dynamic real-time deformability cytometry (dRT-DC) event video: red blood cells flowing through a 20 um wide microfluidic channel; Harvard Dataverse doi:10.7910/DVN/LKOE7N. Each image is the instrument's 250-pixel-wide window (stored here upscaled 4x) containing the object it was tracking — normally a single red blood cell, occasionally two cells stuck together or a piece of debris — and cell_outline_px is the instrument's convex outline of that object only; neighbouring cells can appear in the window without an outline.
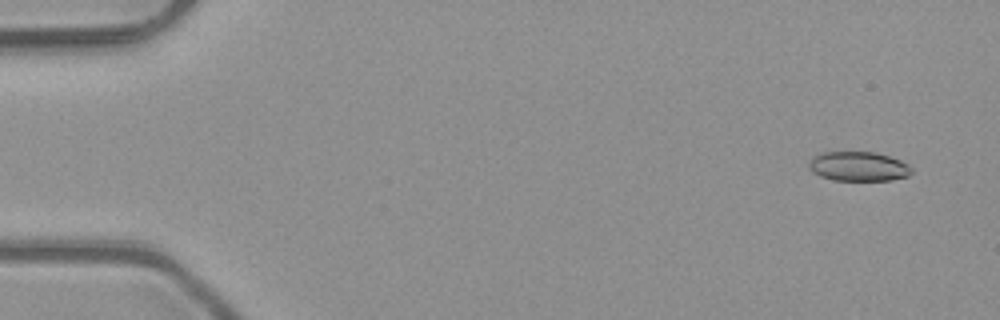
{"species": "common noctule bat (a hibernating species)", "species_latin": "Nyctalus noctula", "temperature_condition": "room temperature", "stored_images_in_passage": 4, "camera_frame_rate_fps": 3000, "um_per_image_px": 0.085, "animal": {"sex": "male", "body_mass_g": 23.1, "forearm_length_mm": 52.7}, "frame": {"image": 1, "passage_image": 1, "time_ms": 0.0, "image_size_px": [1000, 320], "cell_outline_px": [[912, 172], [908, 176], [892, 180], [832, 180], [820, 176], [812, 172], [808, 164], [812, 156], [820, 152], [872, 152], [888, 156], [900, 160], [908, 164], [912, 168]], "centroid_in_image_um": [72.95, 14.14], "position_along_channel_um": 12.1, "area_um2": 17.69}}
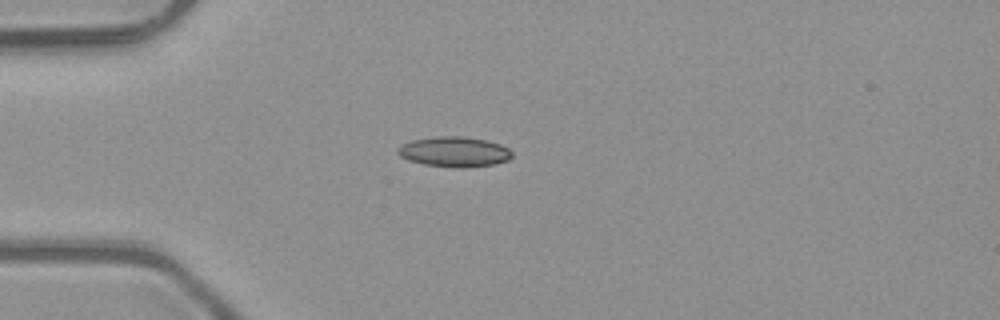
{"frame": {"image": 2, "passage_image": 4, "time_ms": 1.0, "image_size_px": [1000, 320], "cell_outline_px": [[512, 156], [508, 160], [496, 164], [464, 168], [424, 164], [408, 160], [400, 156], [396, 152], [396, 148], [400, 144], [412, 140], [436, 136], [464, 136], [488, 140], [500, 144], [508, 148], [512, 152]], "centroid_in_image_um": [38.61, 12.89], "position_along_channel_um": 46.4, "area_um2": 20.29}}